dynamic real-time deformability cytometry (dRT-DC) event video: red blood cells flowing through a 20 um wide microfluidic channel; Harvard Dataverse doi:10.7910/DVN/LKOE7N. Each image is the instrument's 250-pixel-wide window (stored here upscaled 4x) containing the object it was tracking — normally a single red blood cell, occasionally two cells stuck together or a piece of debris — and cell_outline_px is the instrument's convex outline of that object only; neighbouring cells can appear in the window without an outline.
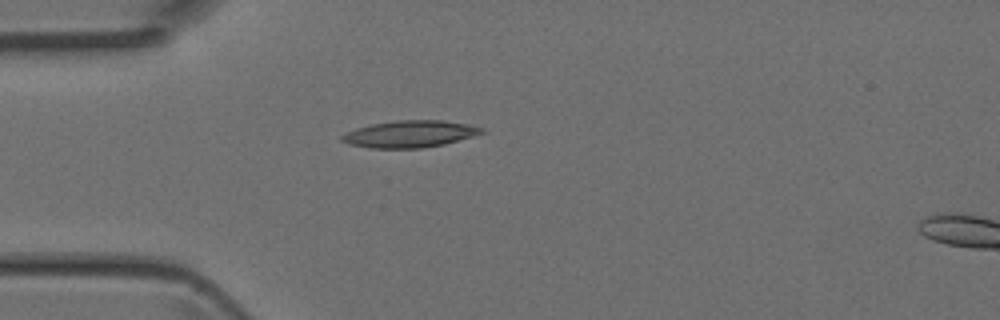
{"species": "Egyptian fruit bat (a non-hibernating species)", "species_latin": "Rousettus aegyptiacus", "temperature_condition": "room temperature", "stored_images_in_passage": 1, "camera_frame_rate_fps": 3000, "um_per_image_px": 0.085, "animal": {"sex": "female"}, "frame": {"image": 1, "passage_image": 1, "time_ms": 0.0, "image_size_px": [1000, 320], "cell_outline_px": [[484, 132], [472, 136], [444, 144], [420, 148], [368, 148], [348, 144], [340, 140], [340, 136], [356, 128], [372, 124], [396, 120], [440, 120], [468, 124], [484, 128]], "centroid_in_image_um": [34.8, 11.39], "position_along_channel_um": 50.2, "area_um2": 21.79}}